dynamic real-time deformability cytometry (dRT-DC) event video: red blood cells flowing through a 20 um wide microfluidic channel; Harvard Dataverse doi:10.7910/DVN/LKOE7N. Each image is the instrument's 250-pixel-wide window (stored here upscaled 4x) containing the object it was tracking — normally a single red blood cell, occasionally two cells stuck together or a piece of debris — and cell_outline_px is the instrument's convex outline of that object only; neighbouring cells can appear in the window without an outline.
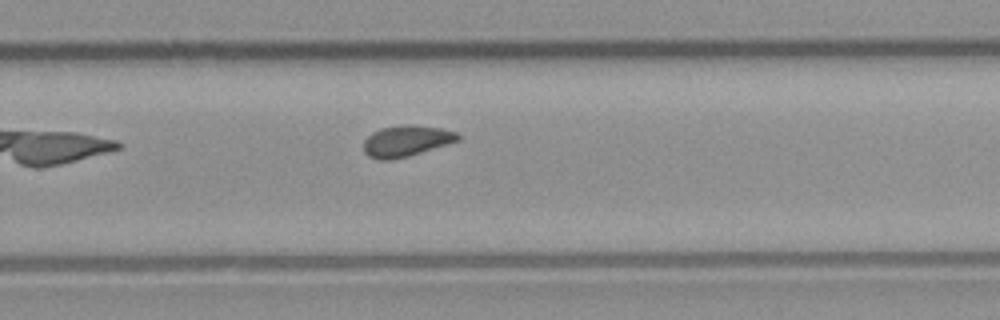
{"species": "common noctule bat (a hibernating species)", "species_latin": "Nyctalus noctula", "temperature_condition": "room temperature", "stored_images_in_passage": 11, "camera_frame_rate_fps": 3000, "um_per_image_px": 0.085, "animal": {"sex": "male", "body_mass_g": 23.1, "forearm_length_mm": 52.7}, "frame": {"image": 1, "passage_image": 11, "time_ms": 3.333, "image_size_px": [1000, 320], "cell_outline_px": [[460, 140], [408, 156], [388, 160], [380, 160], [368, 156], [364, 152], [364, 140], [372, 132], [380, 128], [404, 124], [412, 124], [440, 128], [456, 132], [460, 136]], "centroid_in_image_um": [34.51, 11.97], "position_along_channel_um": 295.3, "area_um2": 17.05}}